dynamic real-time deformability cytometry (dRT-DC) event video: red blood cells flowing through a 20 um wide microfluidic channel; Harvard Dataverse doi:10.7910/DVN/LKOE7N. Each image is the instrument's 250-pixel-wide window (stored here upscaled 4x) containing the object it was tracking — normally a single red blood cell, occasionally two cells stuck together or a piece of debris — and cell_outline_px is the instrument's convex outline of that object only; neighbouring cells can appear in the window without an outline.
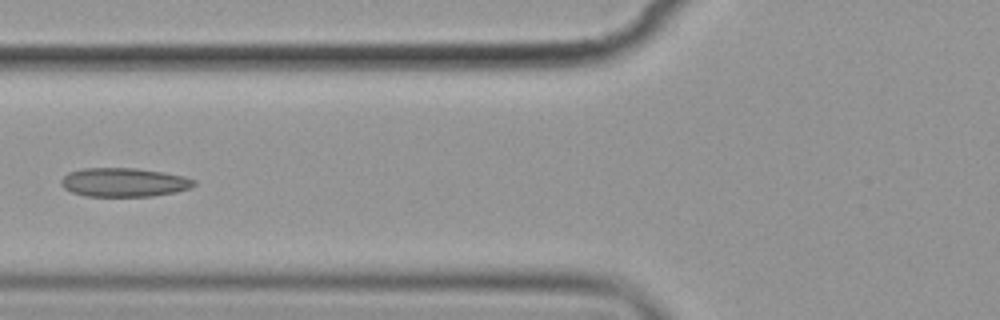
{"species": "common noctule bat (a hibernating species)", "species_latin": "Nyctalus noctula", "temperature_condition": "cold", "stored_images_in_passage": 8, "camera_frame_rate_fps": 3000, "um_per_image_px": 0.085, "animal": {"sex": "female", "body_mass_g": 19.9}, "frame": {"image": 1, "passage_image": 6, "time_ms": 6.0, "image_size_px": [1000, 320], "cell_outline_px": [[196, 184], [192, 188], [176, 192], [152, 196], [84, 196], [72, 192], [64, 188], [60, 184], [60, 180], [68, 172], [84, 168], [136, 168], [164, 172], [184, 176], [196, 180]], "centroid_in_image_um": [10.55, 15.49], "position_along_channel_um": 115.2, "area_um2": 22.54}}
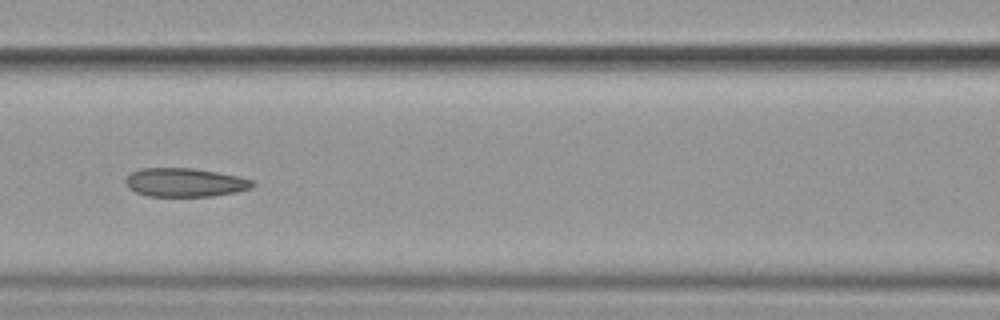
{"frame": {"image": 2, "passage_image": 7, "time_ms": 7.0, "image_size_px": [1000, 320], "cell_outline_px": [[256, 184], [252, 188], [236, 192], [212, 196], [148, 196], [136, 192], [128, 188], [124, 180], [132, 172], [140, 168], [192, 168], [216, 172], [236, 176], [252, 180]], "centroid_in_image_um": [15.71, 15.51], "position_along_channel_um": 150.9, "area_um2": 21.15}}
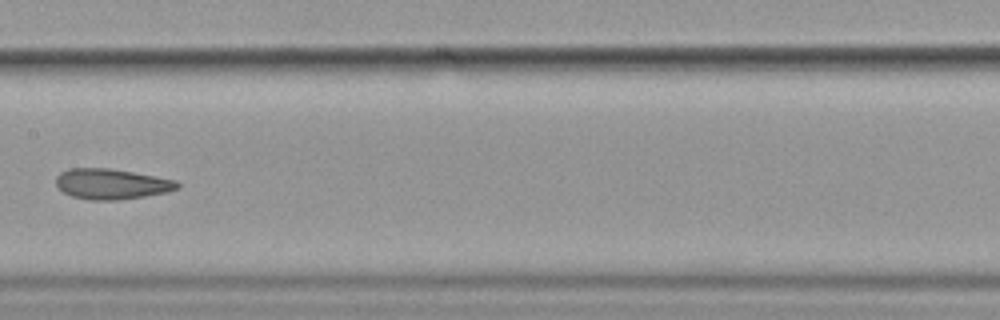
{"frame": {"image": 3, "passage_image": 8, "time_ms": 8.333, "image_size_px": [1000, 320], "cell_outline_px": [[180, 188], [168, 192], [144, 196], [116, 200], [92, 200], [72, 196], [64, 192], [56, 184], [56, 176], [60, 172], [68, 168], [108, 168], [156, 176], [176, 180], [180, 184]], "centroid_in_image_um": [9.49, 15.63], "position_along_channel_um": 197.9, "area_um2": 21.5}}